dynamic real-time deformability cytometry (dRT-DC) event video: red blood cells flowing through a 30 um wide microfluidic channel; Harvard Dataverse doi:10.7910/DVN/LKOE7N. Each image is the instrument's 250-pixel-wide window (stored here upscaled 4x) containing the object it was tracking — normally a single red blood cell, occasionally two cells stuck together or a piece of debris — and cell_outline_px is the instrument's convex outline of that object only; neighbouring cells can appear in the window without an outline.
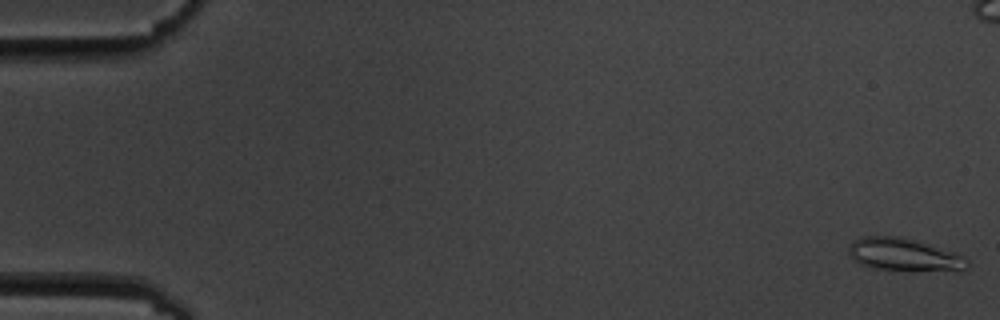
{"species": "common noctule bat (a hibernating species)", "species_latin": "Nyctalus noctula", "temperature_condition": "cold", "stored_images_in_passage": 7, "camera_frame_rate_fps": 3000, "um_per_image_px": 0.085, "animal": {"sex": "male", "body_mass_g": 19.5, "forearm_length_mm": 54.6}, "frame": {"image": 1, "passage_image": 1, "time_ms": 0.0, "image_size_px": [1000, 320], "cell_outline_px": [[968, 268], [872, 268], [860, 264], [848, 252], [848, 244], [864, 236], [900, 236], [952, 252], [968, 260]], "centroid_in_image_um": [76.69, 21.58], "position_along_channel_um": 8.3, "area_um2": 20.92}}